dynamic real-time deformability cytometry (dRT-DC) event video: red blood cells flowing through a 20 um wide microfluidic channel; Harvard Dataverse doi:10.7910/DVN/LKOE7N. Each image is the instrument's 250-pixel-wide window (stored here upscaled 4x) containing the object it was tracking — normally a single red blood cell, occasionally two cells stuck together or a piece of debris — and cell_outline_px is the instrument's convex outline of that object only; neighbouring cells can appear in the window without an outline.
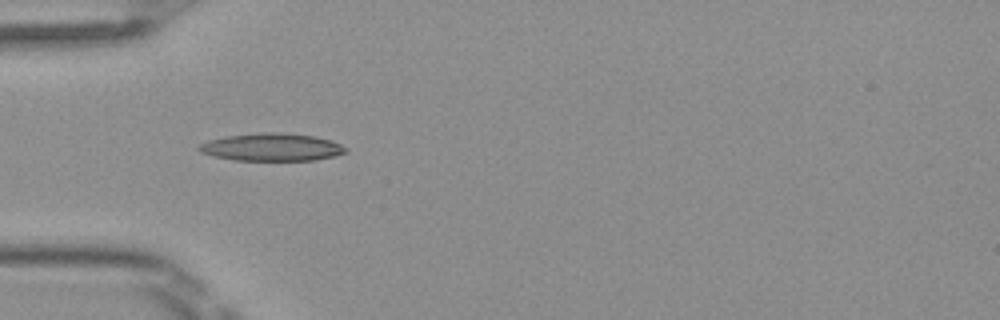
{"species": "Egyptian fruit bat (a non-hibernating species)", "species_latin": "Rousettus aegyptiacus", "temperature_condition": "room temperature", "stored_images_in_passage": 4, "camera_frame_rate_fps": 3000, "um_per_image_px": 0.085, "frame": {"image": 1, "passage_image": 2, "time_ms": 0.333, "image_size_px": [1000, 320], "cell_outline_px": [[348, 152], [316, 160], [232, 160], [200, 152], [196, 148], [200, 144], [208, 140], [224, 136], [268, 132], [276, 132], [316, 136], [340, 144], [348, 148]], "centroid_in_image_um": [23.09, 12.51], "position_along_channel_um": 61.9, "area_um2": 23.52}}
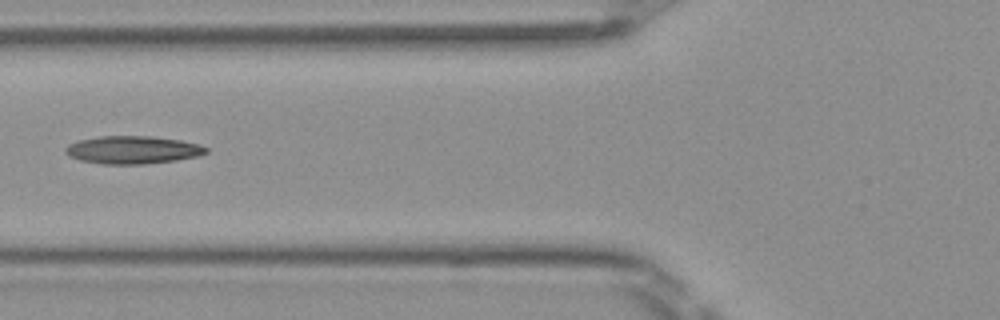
{"frame": {"image": 2, "passage_image": 3, "time_ms": 0.667, "image_size_px": [1000, 320], "cell_outline_px": [[208, 152], [200, 156], [176, 160], [144, 164], [100, 164], [80, 160], [68, 156], [64, 152], [64, 148], [68, 144], [80, 140], [100, 136], [152, 136], [180, 140], [200, 144], [208, 148]], "centroid_in_image_um": [11.28, 12.74], "position_along_channel_um": 114.5, "area_um2": 23.0}}
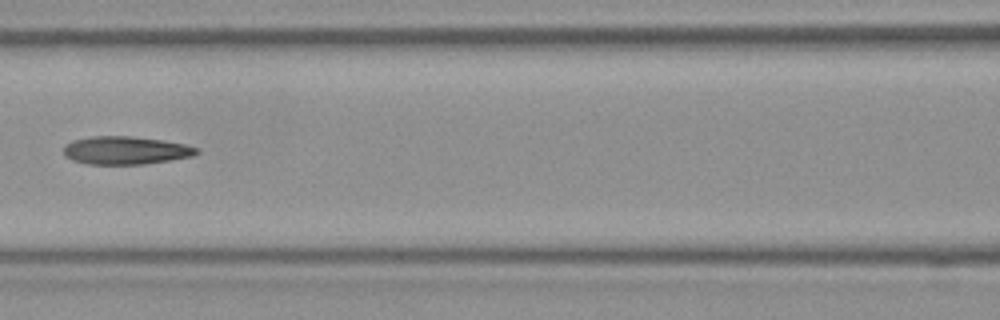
{"frame": {"image": 3, "passage_image": 4, "time_ms": 1.0, "image_size_px": [1000, 320], "cell_outline_px": [[200, 152], [192, 156], [144, 164], [88, 164], [72, 160], [64, 156], [64, 144], [72, 140], [92, 136], [132, 136], [164, 140], [184, 144], [196, 148]], "centroid_in_image_um": [10.63, 12.77], "position_along_channel_um": 156.0, "area_um2": 21.73}}